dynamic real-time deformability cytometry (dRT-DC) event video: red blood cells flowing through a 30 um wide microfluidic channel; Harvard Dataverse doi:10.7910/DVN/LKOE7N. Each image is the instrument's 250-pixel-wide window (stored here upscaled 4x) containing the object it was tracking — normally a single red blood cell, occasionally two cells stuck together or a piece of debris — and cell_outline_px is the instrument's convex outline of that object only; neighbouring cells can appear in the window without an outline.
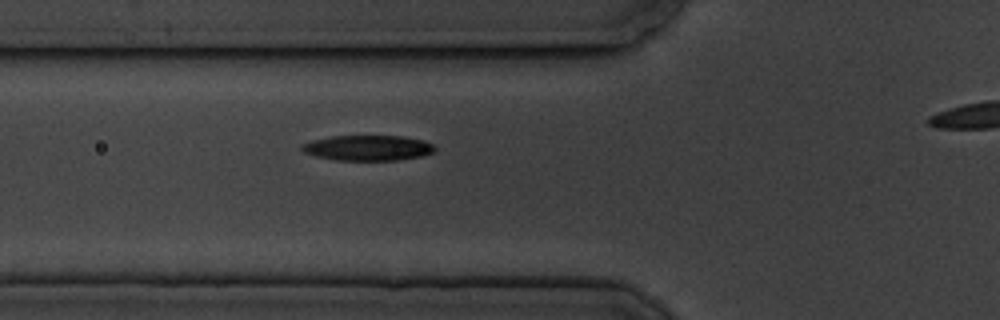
{"species": "common noctule bat (a hibernating species)", "species_latin": "Nyctalus noctula", "temperature_condition": "cold", "stored_images_in_passage": 5, "camera_frame_rate_fps": 3000, "um_per_image_px": 0.085, "animal": {"sex": "male", "body_mass_g": 19.5, "forearm_length_mm": 54.6}, "frame": {"image": 1, "passage_image": 5, "time_ms": 5.333, "image_size_px": [1000, 320], "cell_outline_px": [[436, 148], [432, 152], [424, 156], [396, 160], [336, 160], [316, 156], [304, 152], [300, 148], [300, 144], [312, 140], [332, 136], [400, 136], [424, 140], [432, 144]], "centroid_in_image_um": [31.25, 12.57], "position_along_channel_um": 94.5, "area_um2": 19.65}}